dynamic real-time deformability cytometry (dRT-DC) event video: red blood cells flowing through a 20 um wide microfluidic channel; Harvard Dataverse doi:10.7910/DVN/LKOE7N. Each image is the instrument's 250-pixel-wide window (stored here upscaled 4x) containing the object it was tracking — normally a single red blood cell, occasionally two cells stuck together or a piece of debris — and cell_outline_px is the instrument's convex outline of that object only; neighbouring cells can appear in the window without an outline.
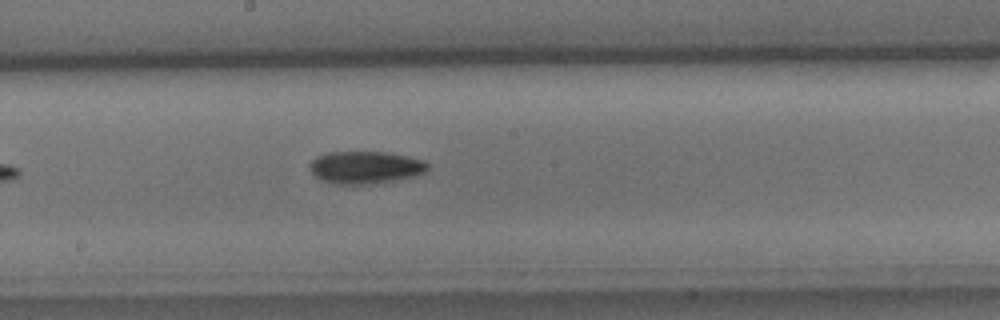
{"species": "common noctule bat (a hibernating species)", "species_latin": "Nyctalus noctula", "temperature_condition": "cold", "stored_images_in_passage": 7, "camera_frame_rate_fps": 3000, "um_per_image_px": 0.085, "animal": {"sex": "male", "body_mass_g": 15.6}, "frame": {"image": 1, "passage_image": 7, "time_ms": 2.0, "image_size_px": [1000, 320], "cell_outline_px": [[428, 168], [424, 172], [416, 176], [396, 180], [368, 184], [336, 184], [320, 180], [308, 168], [308, 164], [316, 156], [328, 152], [388, 152], [408, 156], [424, 160], [428, 164]], "centroid_in_image_um": [31.04, 14.22], "position_along_channel_um": 217.2, "area_um2": 22.48}}